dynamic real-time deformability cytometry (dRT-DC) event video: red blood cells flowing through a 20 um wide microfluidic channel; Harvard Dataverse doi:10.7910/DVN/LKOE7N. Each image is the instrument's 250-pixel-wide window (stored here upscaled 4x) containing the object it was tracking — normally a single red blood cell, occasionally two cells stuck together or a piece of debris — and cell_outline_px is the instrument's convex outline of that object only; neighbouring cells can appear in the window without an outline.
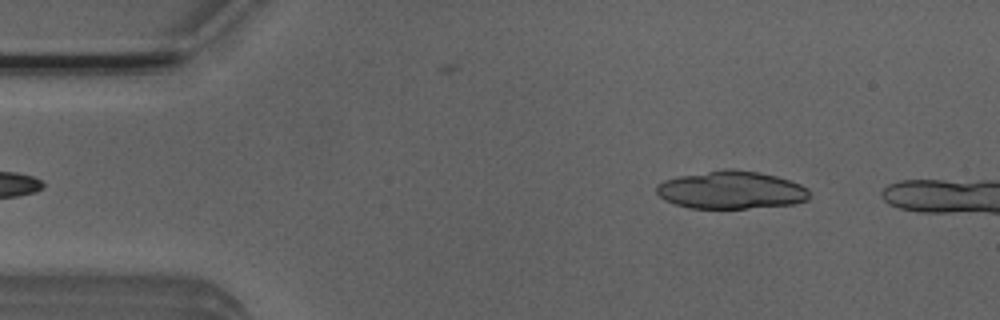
{"species": "Egyptian fruit bat (a non-hibernating species)", "species_latin": "Rousettus aegyptiacus", "temperature_condition": "room temperature", "stored_images_in_passage": 8, "camera_frame_rate_fps": 3000, "um_per_image_px": 0.085, "animal": {"sex": "male"}, "frame": {"image": 1, "passage_image": 4, "time_ms": 1.0, "image_size_px": [1000, 320], "cell_outline_px": [[808, 200], [792, 204], [744, 208], [688, 208], [664, 200], [656, 192], [656, 184], [664, 180], [680, 176], [724, 168], [732, 168], [760, 172], [776, 176], [800, 184], [808, 188]], "centroid_in_image_um": [62.12, 16.14], "position_along_channel_um": 22.9, "area_um2": 33.7}}